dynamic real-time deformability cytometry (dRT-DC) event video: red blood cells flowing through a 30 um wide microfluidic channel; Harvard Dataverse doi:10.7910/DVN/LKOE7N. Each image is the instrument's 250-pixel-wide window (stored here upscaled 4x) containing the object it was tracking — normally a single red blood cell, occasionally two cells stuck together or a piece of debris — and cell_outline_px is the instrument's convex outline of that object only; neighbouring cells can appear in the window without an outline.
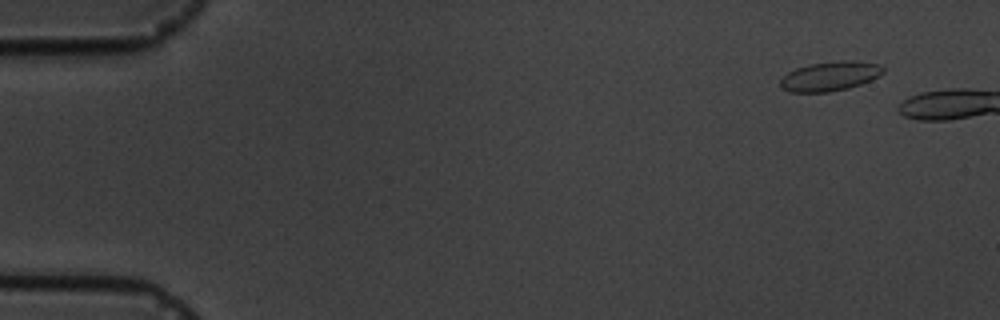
{"species": "common noctule bat (a hibernating species)", "species_latin": "Nyctalus noctula", "temperature_condition": "cold", "stored_images_in_passage": 7, "camera_frame_rate_fps": 3000, "um_per_image_px": 0.085, "animal": {"sex": "male", "body_mass_g": 19.5, "forearm_length_mm": 54.6}, "frame": {"image": 1, "passage_image": 1, "time_ms": 0.0, "image_size_px": [1000, 320], "cell_outline_px": [[884, 72], [880, 76], [872, 80], [848, 88], [828, 92], [788, 92], [780, 88], [780, 80], [788, 72], [796, 68], [808, 64], [840, 60], [852, 60], [880, 64], [884, 68]], "centroid_in_image_um": [70.55, 6.47], "position_along_channel_um": 14.4, "area_um2": 17.86}}